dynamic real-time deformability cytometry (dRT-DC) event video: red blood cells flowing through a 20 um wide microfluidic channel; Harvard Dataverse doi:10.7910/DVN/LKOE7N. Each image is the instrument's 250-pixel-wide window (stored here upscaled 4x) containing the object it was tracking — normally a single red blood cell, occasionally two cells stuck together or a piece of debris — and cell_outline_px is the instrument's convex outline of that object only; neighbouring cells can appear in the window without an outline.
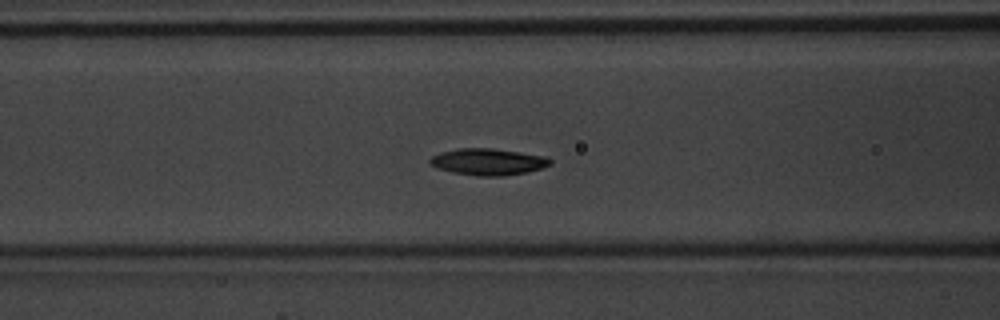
{"species": "common noctule bat (a hibernating species)", "species_latin": "Nyctalus noctula", "temperature_condition": "warm", "stored_images_in_passage": 49, "camera_frame_rate_fps": 3000, "um_per_image_px": 0.085, "animal": {"sex": "male", "body_mass_g": 20.1, "forearm_length_mm": 53.5}, "frame": {"image": 1, "passage_image": 20, "time_ms": 6.333, "image_size_px": [1000, 320], "cell_outline_px": [[552, 164], [544, 168], [528, 172], [504, 176], [476, 176], [452, 172], [436, 168], [428, 164], [428, 160], [432, 156], [440, 152], [460, 148], [492, 148], [548, 156], [552, 160]], "centroid_in_image_um": [41.51, 13.76], "position_along_channel_um": 125.1, "area_um2": 19.02}}
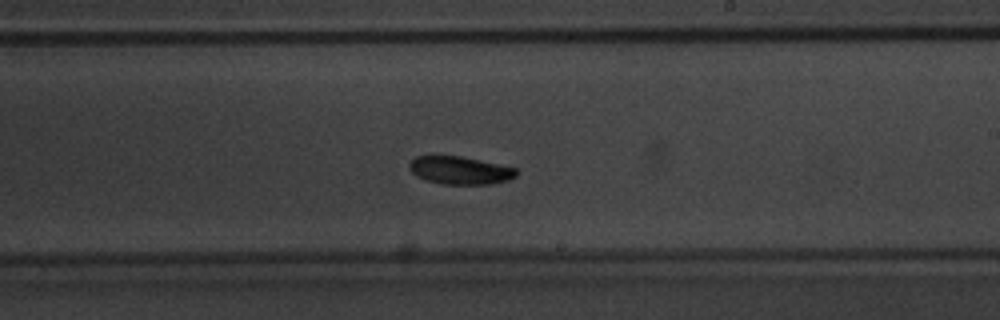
{"frame": {"image": 2, "passage_image": 29, "time_ms": 9.333, "image_size_px": [1000, 320], "cell_outline_px": [[520, 172], [516, 176], [508, 180], [492, 184], [440, 184], [424, 180], [416, 176], [408, 168], [408, 164], [416, 156], [460, 156], [516, 168]], "centroid_in_image_um": [39.09, 14.49], "position_along_channel_um": 249.9, "area_um2": 17.46}}
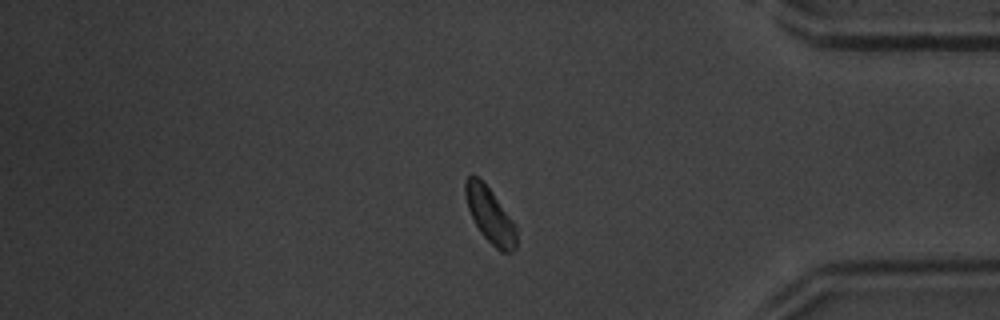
{"frame": {"image": 3, "passage_image": 41, "time_ms": 13.333, "image_size_px": [1000, 320], "cell_outline_px": [[516, 248], [512, 252], [500, 252], [480, 232], [468, 208], [464, 192], [464, 180], [472, 172], [492, 192], [512, 220], [516, 228]], "centroid_in_image_um": [41.63, 18.28], "position_along_channel_um": 393.6, "area_um2": 16.18}, "authors_computed_cell_mechanics": {"area_um2": 17.2822, "velocity_mm_per_s": 4.1616, "shape_relaxation_time_tau1_ms": 3.655, "shape_relaxation_time_tau2_ms": 10.1376, "deformation_change_tau1": 0.1489, "deformation_change_tau2": 0.1741}}